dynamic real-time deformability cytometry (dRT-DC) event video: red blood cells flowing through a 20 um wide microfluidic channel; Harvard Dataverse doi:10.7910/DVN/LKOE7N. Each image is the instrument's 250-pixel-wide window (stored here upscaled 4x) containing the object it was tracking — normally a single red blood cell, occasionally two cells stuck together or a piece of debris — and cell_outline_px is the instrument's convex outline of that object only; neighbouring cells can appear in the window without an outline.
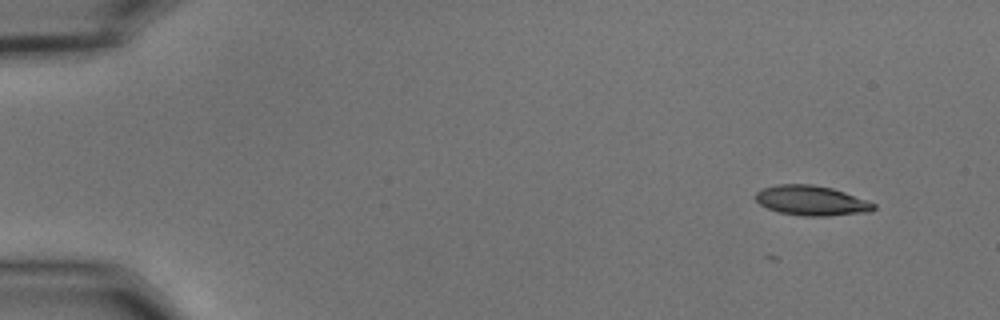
{"species": "common noctule bat (a hibernating species)", "species_latin": "Nyctalus noctula", "temperature_condition": "cold", "stored_images_in_passage": 2, "camera_frame_rate_fps": 3000, "um_per_image_px": 0.085, "animal": {"sex": "male", "body_mass_g": 15.6}, "frame": {"image": 1, "passage_image": 2, "time_ms": 0.333, "image_size_px": [1000, 320], "cell_outline_px": [[876, 208], [872, 212], [828, 216], [804, 216], [780, 212], [768, 208], [760, 204], [756, 200], [756, 192], [764, 188], [776, 184], [812, 184], [832, 188], [844, 192], [876, 204]], "centroid_in_image_um": [69.0, 17.05], "position_along_channel_um": 16.0, "area_um2": 20.52}}